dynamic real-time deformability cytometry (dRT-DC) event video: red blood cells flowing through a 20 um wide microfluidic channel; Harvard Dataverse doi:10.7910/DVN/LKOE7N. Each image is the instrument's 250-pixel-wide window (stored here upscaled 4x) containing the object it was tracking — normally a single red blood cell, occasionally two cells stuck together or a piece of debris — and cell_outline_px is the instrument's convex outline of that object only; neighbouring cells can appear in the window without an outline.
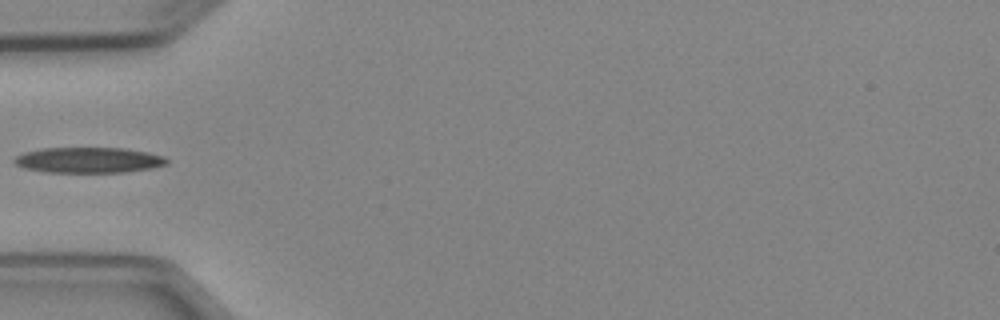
{"species": "Egyptian fruit bat (a non-hibernating species)", "species_latin": "Rousettus aegyptiacus", "temperature_condition": "cold", "stored_images_in_passage": 3, "camera_frame_rate_fps": 3000, "um_per_image_px": 0.085, "animal": {"sex": "female"}, "frame": {"image": 1, "passage_image": 3, "time_ms": 3.0, "image_size_px": [1000, 320], "cell_outline_px": [[168, 164], [152, 168], [124, 172], [44, 172], [24, 168], [16, 164], [12, 160], [16, 156], [24, 152], [40, 148], [124, 148], [148, 152], [164, 156], [168, 160]], "centroid_in_image_um": [7.53, 13.6], "position_along_channel_um": 77.5, "area_um2": 22.83}}